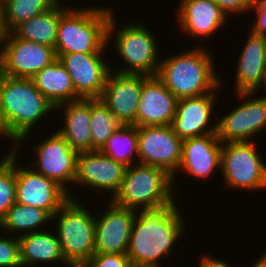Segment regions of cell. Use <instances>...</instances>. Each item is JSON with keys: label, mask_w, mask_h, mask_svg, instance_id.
Returning <instances> with one entry per match:
<instances>
[{"label": "cell", "mask_w": 266, "mask_h": 267, "mask_svg": "<svg viewBox=\"0 0 266 267\" xmlns=\"http://www.w3.org/2000/svg\"><path fill=\"white\" fill-rule=\"evenodd\" d=\"M178 207L176 203H169L137 211L126 253L131 264L162 267L160 260L169 258L186 228Z\"/></svg>", "instance_id": "6da1fadb"}, {"label": "cell", "mask_w": 266, "mask_h": 267, "mask_svg": "<svg viewBox=\"0 0 266 267\" xmlns=\"http://www.w3.org/2000/svg\"><path fill=\"white\" fill-rule=\"evenodd\" d=\"M208 49L200 46L160 59L156 76L177 98L196 97L222 88Z\"/></svg>", "instance_id": "7a4b0ae2"}, {"label": "cell", "mask_w": 266, "mask_h": 267, "mask_svg": "<svg viewBox=\"0 0 266 267\" xmlns=\"http://www.w3.org/2000/svg\"><path fill=\"white\" fill-rule=\"evenodd\" d=\"M112 8H70L60 5V18L55 44L56 58L70 53H104Z\"/></svg>", "instance_id": "3957f363"}, {"label": "cell", "mask_w": 266, "mask_h": 267, "mask_svg": "<svg viewBox=\"0 0 266 267\" xmlns=\"http://www.w3.org/2000/svg\"><path fill=\"white\" fill-rule=\"evenodd\" d=\"M0 104L18 146L28 138L41 118L56 110L35 87L32 79L12 78L1 73Z\"/></svg>", "instance_id": "277c9868"}, {"label": "cell", "mask_w": 266, "mask_h": 267, "mask_svg": "<svg viewBox=\"0 0 266 267\" xmlns=\"http://www.w3.org/2000/svg\"><path fill=\"white\" fill-rule=\"evenodd\" d=\"M173 182L172 176L163 169L136 163L126 168L121 186L110 200L136 211L177 203Z\"/></svg>", "instance_id": "5b68a950"}, {"label": "cell", "mask_w": 266, "mask_h": 267, "mask_svg": "<svg viewBox=\"0 0 266 267\" xmlns=\"http://www.w3.org/2000/svg\"><path fill=\"white\" fill-rule=\"evenodd\" d=\"M81 204L69 198L52 217L59 219L56 234L70 267H83L95 254L96 215Z\"/></svg>", "instance_id": "8992f818"}, {"label": "cell", "mask_w": 266, "mask_h": 267, "mask_svg": "<svg viewBox=\"0 0 266 267\" xmlns=\"http://www.w3.org/2000/svg\"><path fill=\"white\" fill-rule=\"evenodd\" d=\"M113 13L112 11L108 23L107 44L109 45V41L114 39L113 48L116 47L119 58L126 64L114 71L123 74L156 76L160 64L159 59H161L157 56L159 50L156 36L152 34L151 29L148 30L142 24H125L123 28L119 29L118 27L117 30V21H115Z\"/></svg>", "instance_id": "52a82bcc"}, {"label": "cell", "mask_w": 266, "mask_h": 267, "mask_svg": "<svg viewBox=\"0 0 266 267\" xmlns=\"http://www.w3.org/2000/svg\"><path fill=\"white\" fill-rule=\"evenodd\" d=\"M253 141L222 143L220 171L232 189H266V164Z\"/></svg>", "instance_id": "ba28073f"}, {"label": "cell", "mask_w": 266, "mask_h": 267, "mask_svg": "<svg viewBox=\"0 0 266 267\" xmlns=\"http://www.w3.org/2000/svg\"><path fill=\"white\" fill-rule=\"evenodd\" d=\"M138 163L158 167L172 176L181 162L182 140L172 125L137 127Z\"/></svg>", "instance_id": "9c48e42d"}, {"label": "cell", "mask_w": 266, "mask_h": 267, "mask_svg": "<svg viewBox=\"0 0 266 267\" xmlns=\"http://www.w3.org/2000/svg\"><path fill=\"white\" fill-rule=\"evenodd\" d=\"M34 150L36 159L29 162L31 168L35 172L56 181L68 192L69 197L73 198L74 196L67 189V186L74 183L76 177L78 152L57 130L36 144Z\"/></svg>", "instance_id": "30bf717a"}, {"label": "cell", "mask_w": 266, "mask_h": 267, "mask_svg": "<svg viewBox=\"0 0 266 267\" xmlns=\"http://www.w3.org/2000/svg\"><path fill=\"white\" fill-rule=\"evenodd\" d=\"M253 94L237 93L242 103L218 119L217 136L222 143L253 141L266 128V97L252 98Z\"/></svg>", "instance_id": "8fae6325"}, {"label": "cell", "mask_w": 266, "mask_h": 267, "mask_svg": "<svg viewBox=\"0 0 266 267\" xmlns=\"http://www.w3.org/2000/svg\"><path fill=\"white\" fill-rule=\"evenodd\" d=\"M54 48L7 34L0 62V73L12 78L31 79L45 66L55 61Z\"/></svg>", "instance_id": "7c38bea8"}, {"label": "cell", "mask_w": 266, "mask_h": 267, "mask_svg": "<svg viewBox=\"0 0 266 267\" xmlns=\"http://www.w3.org/2000/svg\"><path fill=\"white\" fill-rule=\"evenodd\" d=\"M69 198L68 192L56 181L30 166L22 168L16 164V203L43 209L53 217Z\"/></svg>", "instance_id": "4fadbf2b"}, {"label": "cell", "mask_w": 266, "mask_h": 267, "mask_svg": "<svg viewBox=\"0 0 266 267\" xmlns=\"http://www.w3.org/2000/svg\"><path fill=\"white\" fill-rule=\"evenodd\" d=\"M105 53H70L59 60L69 73L75 93L83 99L100 98L111 72L102 56Z\"/></svg>", "instance_id": "5bb4252c"}, {"label": "cell", "mask_w": 266, "mask_h": 267, "mask_svg": "<svg viewBox=\"0 0 266 267\" xmlns=\"http://www.w3.org/2000/svg\"><path fill=\"white\" fill-rule=\"evenodd\" d=\"M148 77L118 73L111 69L100 99L122 124L136 126L142 84Z\"/></svg>", "instance_id": "9a60e30c"}, {"label": "cell", "mask_w": 266, "mask_h": 267, "mask_svg": "<svg viewBox=\"0 0 266 267\" xmlns=\"http://www.w3.org/2000/svg\"><path fill=\"white\" fill-rule=\"evenodd\" d=\"M126 168L101 150L78 152L74 184L108 191L113 198L121 186Z\"/></svg>", "instance_id": "2e32d148"}, {"label": "cell", "mask_w": 266, "mask_h": 267, "mask_svg": "<svg viewBox=\"0 0 266 267\" xmlns=\"http://www.w3.org/2000/svg\"><path fill=\"white\" fill-rule=\"evenodd\" d=\"M108 208L95 218V254H126L137 211L108 202Z\"/></svg>", "instance_id": "e0dca14e"}, {"label": "cell", "mask_w": 266, "mask_h": 267, "mask_svg": "<svg viewBox=\"0 0 266 267\" xmlns=\"http://www.w3.org/2000/svg\"><path fill=\"white\" fill-rule=\"evenodd\" d=\"M216 92L178 99L172 127L182 141L217 134V123L208 126L211 120H214L211 116H213V107L215 108V102L218 99Z\"/></svg>", "instance_id": "ac0fdd59"}, {"label": "cell", "mask_w": 266, "mask_h": 267, "mask_svg": "<svg viewBox=\"0 0 266 267\" xmlns=\"http://www.w3.org/2000/svg\"><path fill=\"white\" fill-rule=\"evenodd\" d=\"M176 11L177 24L183 35L203 40L218 32L229 18L214 0H181Z\"/></svg>", "instance_id": "d6986e66"}, {"label": "cell", "mask_w": 266, "mask_h": 267, "mask_svg": "<svg viewBox=\"0 0 266 267\" xmlns=\"http://www.w3.org/2000/svg\"><path fill=\"white\" fill-rule=\"evenodd\" d=\"M177 101L157 76H149L142 84L136 126L172 125Z\"/></svg>", "instance_id": "ffe728a7"}, {"label": "cell", "mask_w": 266, "mask_h": 267, "mask_svg": "<svg viewBox=\"0 0 266 267\" xmlns=\"http://www.w3.org/2000/svg\"><path fill=\"white\" fill-rule=\"evenodd\" d=\"M222 142L217 134L188 138L182 141L181 162L179 171L188 172L194 178L211 177L214 170L221 167Z\"/></svg>", "instance_id": "44dd1931"}, {"label": "cell", "mask_w": 266, "mask_h": 267, "mask_svg": "<svg viewBox=\"0 0 266 267\" xmlns=\"http://www.w3.org/2000/svg\"><path fill=\"white\" fill-rule=\"evenodd\" d=\"M237 63L235 91L255 95L258 93L266 68L265 37L250 30Z\"/></svg>", "instance_id": "7402d4cb"}, {"label": "cell", "mask_w": 266, "mask_h": 267, "mask_svg": "<svg viewBox=\"0 0 266 267\" xmlns=\"http://www.w3.org/2000/svg\"><path fill=\"white\" fill-rule=\"evenodd\" d=\"M64 111V126L57 131L77 152L92 151L90 99H79L55 107Z\"/></svg>", "instance_id": "603a6c76"}, {"label": "cell", "mask_w": 266, "mask_h": 267, "mask_svg": "<svg viewBox=\"0 0 266 267\" xmlns=\"http://www.w3.org/2000/svg\"><path fill=\"white\" fill-rule=\"evenodd\" d=\"M55 234L56 232L53 234L51 231L42 230L18 235L22 267L56 261L70 267L64 258L58 236Z\"/></svg>", "instance_id": "cb8c5ba5"}, {"label": "cell", "mask_w": 266, "mask_h": 267, "mask_svg": "<svg viewBox=\"0 0 266 267\" xmlns=\"http://www.w3.org/2000/svg\"><path fill=\"white\" fill-rule=\"evenodd\" d=\"M31 79L35 87L54 107L81 99L75 93L71 77L58 58Z\"/></svg>", "instance_id": "d4e9b609"}, {"label": "cell", "mask_w": 266, "mask_h": 267, "mask_svg": "<svg viewBox=\"0 0 266 267\" xmlns=\"http://www.w3.org/2000/svg\"><path fill=\"white\" fill-rule=\"evenodd\" d=\"M60 2L49 11L18 25L12 33L19 39L55 48L60 18Z\"/></svg>", "instance_id": "484cf974"}, {"label": "cell", "mask_w": 266, "mask_h": 267, "mask_svg": "<svg viewBox=\"0 0 266 267\" xmlns=\"http://www.w3.org/2000/svg\"><path fill=\"white\" fill-rule=\"evenodd\" d=\"M52 216L45 210L14 203L0 220V228L8 232H18L22 234L42 231L41 226L48 224Z\"/></svg>", "instance_id": "4316f807"}, {"label": "cell", "mask_w": 266, "mask_h": 267, "mask_svg": "<svg viewBox=\"0 0 266 267\" xmlns=\"http://www.w3.org/2000/svg\"><path fill=\"white\" fill-rule=\"evenodd\" d=\"M101 151L126 167L138 163L137 126L121 124Z\"/></svg>", "instance_id": "83f0119b"}, {"label": "cell", "mask_w": 266, "mask_h": 267, "mask_svg": "<svg viewBox=\"0 0 266 267\" xmlns=\"http://www.w3.org/2000/svg\"><path fill=\"white\" fill-rule=\"evenodd\" d=\"M60 0H7L0 9L6 30L12 32L18 25L49 11Z\"/></svg>", "instance_id": "f1b7e54d"}, {"label": "cell", "mask_w": 266, "mask_h": 267, "mask_svg": "<svg viewBox=\"0 0 266 267\" xmlns=\"http://www.w3.org/2000/svg\"><path fill=\"white\" fill-rule=\"evenodd\" d=\"M121 124L100 98L90 99L92 151L102 150Z\"/></svg>", "instance_id": "f546056e"}, {"label": "cell", "mask_w": 266, "mask_h": 267, "mask_svg": "<svg viewBox=\"0 0 266 267\" xmlns=\"http://www.w3.org/2000/svg\"><path fill=\"white\" fill-rule=\"evenodd\" d=\"M17 153L19 152H8L0 161V220L16 202Z\"/></svg>", "instance_id": "4dcf8cb0"}, {"label": "cell", "mask_w": 266, "mask_h": 267, "mask_svg": "<svg viewBox=\"0 0 266 267\" xmlns=\"http://www.w3.org/2000/svg\"><path fill=\"white\" fill-rule=\"evenodd\" d=\"M0 237V267H22L18 236Z\"/></svg>", "instance_id": "1f68e13d"}, {"label": "cell", "mask_w": 266, "mask_h": 267, "mask_svg": "<svg viewBox=\"0 0 266 267\" xmlns=\"http://www.w3.org/2000/svg\"><path fill=\"white\" fill-rule=\"evenodd\" d=\"M130 264L127 254H94L83 267H128Z\"/></svg>", "instance_id": "d6a6232c"}, {"label": "cell", "mask_w": 266, "mask_h": 267, "mask_svg": "<svg viewBox=\"0 0 266 267\" xmlns=\"http://www.w3.org/2000/svg\"><path fill=\"white\" fill-rule=\"evenodd\" d=\"M256 10L257 19L249 30L253 33L266 37V0H252L251 11Z\"/></svg>", "instance_id": "836d02e7"}, {"label": "cell", "mask_w": 266, "mask_h": 267, "mask_svg": "<svg viewBox=\"0 0 266 267\" xmlns=\"http://www.w3.org/2000/svg\"><path fill=\"white\" fill-rule=\"evenodd\" d=\"M228 14H240L250 11L252 0H214Z\"/></svg>", "instance_id": "e575fe53"}, {"label": "cell", "mask_w": 266, "mask_h": 267, "mask_svg": "<svg viewBox=\"0 0 266 267\" xmlns=\"http://www.w3.org/2000/svg\"><path fill=\"white\" fill-rule=\"evenodd\" d=\"M0 136H6L8 139H10V142L12 140V142H14V144H12L13 146H11L12 148L8 149L10 151L8 152H15V151H19L17 149H19L18 147V140L11 134L9 128H8V124L4 118L3 115V111H2V107L0 104Z\"/></svg>", "instance_id": "d590c367"}, {"label": "cell", "mask_w": 266, "mask_h": 267, "mask_svg": "<svg viewBox=\"0 0 266 267\" xmlns=\"http://www.w3.org/2000/svg\"><path fill=\"white\" fill-rule=\"evenodd\" d=\"M200 264L199 267H231L229 264H227L225 261L222 259L219 260L216 257L214 258L213 256H206L204 254L203 257H200Z\"/></svg>", "instance_id": "8d00e7d4"}, {"label": "cell", "mask_w": 266, "mask_h": 267, "mask_svg": "<svg viewBox=\"0 0 266 267\" xmlns=\"http://www.w3.org/2000/svg\"><path fill=\"white\" fill-rule=\"evenodd\" d=\"M7 34H8V31L6 30L4 19H3V14L0 9V46L3 45V47L1 46L0 48V62L3 56L4 45H5Z\"/></svg>", "instance_id": "74e56055"}, {"label": "cell", "mask_w": 266, "mask_h": 267, "mask_svg": "<svg viewBox=\"0 0 266 267\" xmlns=\"http://www.w3.org/2000/svg\"><path fill=\"white\" fill-rule=\"evenodd\" d=\"M251 267H266V253L262 255Z\"/></svg>", "instance_id": "f35d334b"}, {"label": "cell", "mask_w": 266, "mask_h": 267, "mask_svg": "<svg viewBox=\"0 0 266 267\" xmlns=\"http://www.w3.org/2000/svg\"><path fill=\"white\" fill-rule=\"evenodd\" d=\"M264 84V85H263ZM265 86L264 88L266 89V68H265V71H264V73H263V78H262V81H261V83H260V87L261 86ZM264 97H266V96H264Z\"/></svg>", "instance_id": "ab89813d"}, {"label": "cell", "mask_w": 266, "mask_h": 267, "mask_svg": "<svg viewBox=\"0 0 266 267\" xmlns=\"http://www.w3.org/2000/svg\"><path fill=\"white\" fill-rule=\"evenodd\" d=\"M128 267H146V266H140V265L130 264Z\"/></svg>", "instance_id": "60d3db41"}, {"label": "cell", "mask_w": 266, "mask_h": 267, "mask_svg": "<svg viewBox=\"0 0 266 267\" xmlns=\"http://www.w3.org/2000/svg\"><path fill=\"white\" fill-rule=\"evenodd\" d=\"M7 0H0V6H2Z\"/></svg>", "instance_id": "b9f144b4"}, {"label": "cell", "mask_w": 266, "mask_h": 267, "mask_svg": "<svg viewBox=\"0 0 266 267\" xmlns=\"http://www.w3.org/2000/svg\"><path fill=\"white\" fill-rule=\"evenodd\" d=\"M265 62H266V37H265Z\"/></svg>", "instance_id": "7bdbcfd3"}]
</instances>
